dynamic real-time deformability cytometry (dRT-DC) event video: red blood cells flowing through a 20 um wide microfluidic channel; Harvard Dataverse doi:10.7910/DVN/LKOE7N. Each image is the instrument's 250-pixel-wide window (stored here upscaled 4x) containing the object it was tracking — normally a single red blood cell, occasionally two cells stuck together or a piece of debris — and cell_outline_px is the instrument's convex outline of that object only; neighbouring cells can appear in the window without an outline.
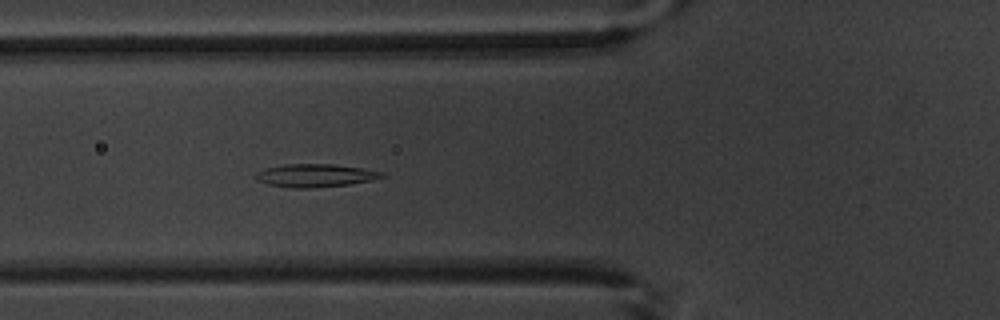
{"species": "common noctule bat (a hibernating species)", "species_latin": "Nyctalus noctula", "temperature_condition": "warm", "stored_images_in_passage": 4, "camera_frame_rate_fps": 3000, "um_per_image_px": 0.085, "animal": {"sex": "male", "body_mass_g": 20.1, "forearm_length_mm": 53.5}, "frame": {"image": 1, "passage_image": 4, "time_ms": 3.333, "image_size_px": [1000, 320], "cell_outline_px": [[384, 176], [372, 180], [348, 184], [308, 188], [292, 188], [268, 184], [256, 180], [256, 172], [264, 168], [284, 164], [332, 164], [360, 168], [384, 172]], "centroid_in_image_um": [26.75, 14.91], "position_along_channel_um": 99.1, "area_um2": 16.76}}